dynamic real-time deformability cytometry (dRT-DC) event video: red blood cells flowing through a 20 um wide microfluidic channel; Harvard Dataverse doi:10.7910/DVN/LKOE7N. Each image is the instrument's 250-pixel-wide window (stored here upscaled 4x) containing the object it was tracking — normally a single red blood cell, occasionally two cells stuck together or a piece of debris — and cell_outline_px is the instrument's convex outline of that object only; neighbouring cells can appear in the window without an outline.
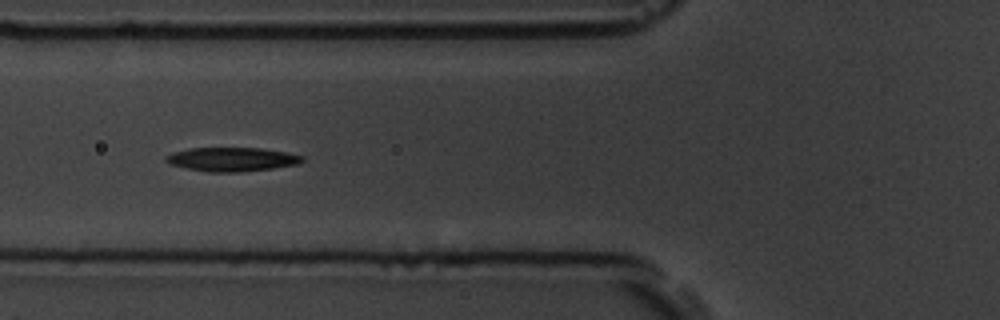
{"species": "common noctule bat (a hibernating species)", "species_latin": "Nyctalus noctula", "temperature_condition": "room temperature", "stored_images_in_passage": 5, "camera_frame_rate_fps": 3000, "um_per_image_px": 0.085, "animal": {"sex": "male", "body_mass_g": 19.5, "forearm_length_mm": 54.6}, "frame": {"image": 1, "passage_image": 5, "time_ms": 5.333, "image_size_px": [1000, 320], "cell_outline_px": [[304, 160], [300, 164], [272, 168], [240, 172], [208, 172], [168, 164], [164, 160], [164, 156], [172, 152], [188, 148], [260, 148], [284, 152], [304, 156]], "centroid_in_image_um": [19.68, 13.54], "position_along_channel_um": 106.1, "area_um2": 19.07}}